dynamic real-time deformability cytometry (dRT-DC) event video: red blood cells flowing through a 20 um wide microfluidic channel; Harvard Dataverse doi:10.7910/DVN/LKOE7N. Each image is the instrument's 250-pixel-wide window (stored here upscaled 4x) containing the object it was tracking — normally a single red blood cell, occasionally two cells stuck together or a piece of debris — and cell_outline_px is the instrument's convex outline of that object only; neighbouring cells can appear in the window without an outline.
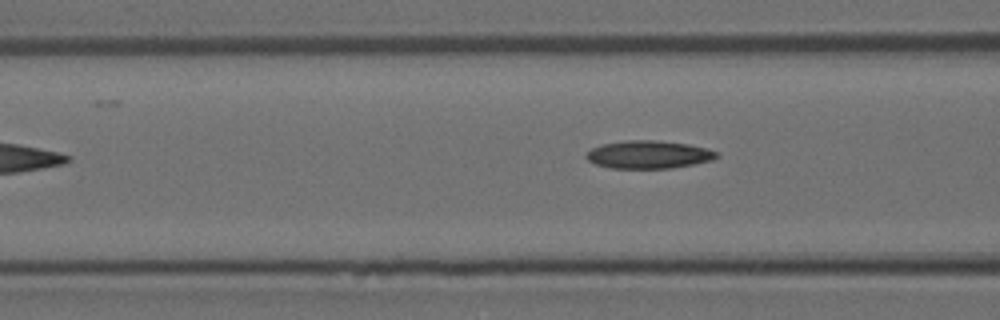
{"species": "Egyptian fruit bat (a non-hibernating species)", "species_latin": "Rousettus aegyptiacus", "temperature_condition": "room temperature", "stored_images_in_passage": 4, "camera_frame_rate_fps": 3000, "um_per_image_px": 0.085, "animal": {"sex": "female"}, "frame": {"image": 1, "passage_image": 4, "time_ms": 1.0, "image_size_px": [1000, 320], "cell_outline_px": [[720, 156], [712, 160], [672, 168], [612, 168], [596, 164], [588, 160], [584, 156], [592, 148], [600, 144], [624, 140], [656, 140], [688, 144], [708, 148], [720, 152]], "centroid_in_image_um": [55.16, 13.13], "position_along_channel_um": 111.4, "area_um2": 21.33}}